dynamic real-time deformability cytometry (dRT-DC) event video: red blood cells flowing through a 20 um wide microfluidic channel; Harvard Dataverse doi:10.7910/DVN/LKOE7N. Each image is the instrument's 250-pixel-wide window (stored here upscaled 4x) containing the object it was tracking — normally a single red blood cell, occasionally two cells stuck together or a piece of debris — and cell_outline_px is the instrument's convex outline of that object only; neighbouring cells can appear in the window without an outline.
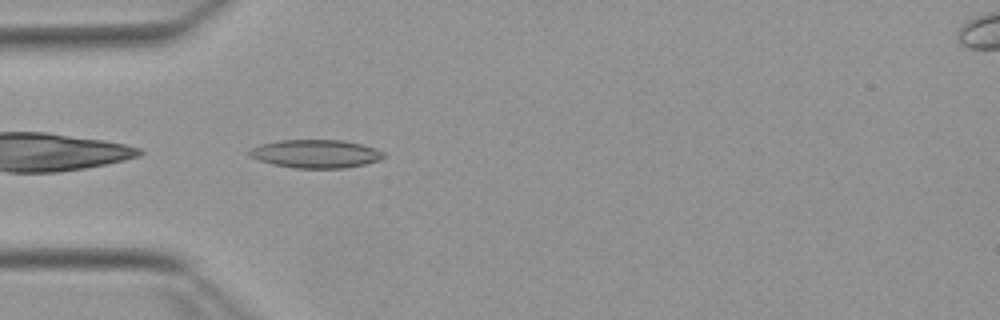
{"species": "Egyptian fruit bat (a non-hibernating species)", "species_latin": "Rousettus aegyptiacus", "temperature_condition": "warm", "stored_images_in_passage": 38, "camera_frame_rate_fps": 3000, "um_per_image_px": 0.085, "animal": {"sex": "female"}, "frame": {"image": 1, "passage_image": 1, "time_ms": 0.0, "image_size_px": [1000, 320], "cell_outline_px": [[384, 156], [380, 160], [364, 164], [344, 168], [296, 168], [272, 164], [248, 156], [248, 152], [252, 148], [260, 144], [280, 140], [344, 140], [376, 148], [384, 152]], "centroid_in_image_um": [26.84, 13.07], "position_along_channel_um": 58.2, "area_um2": 22.08}}
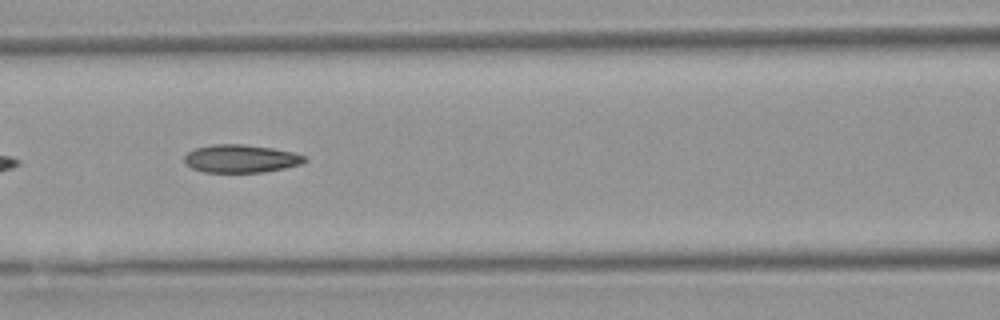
{"frame": {"image": 2, "passage_image": 8, "time_ms": 2.333, "image_size_px": [1000, 320], "cell_outline_px": [[308, 160], [300, 164], [284, 168], [264, 172], [204, 172], [192, 168], [184, 164], [184, 156], [188, 152], [196, 148], [212, 144], [244, 144], [272, 148], [292, 152], [308, 156]], "centroid_in_image_um": [20.47, 13.48], "position_along_channel_um": 146.1, "area_um2": 19.71}}
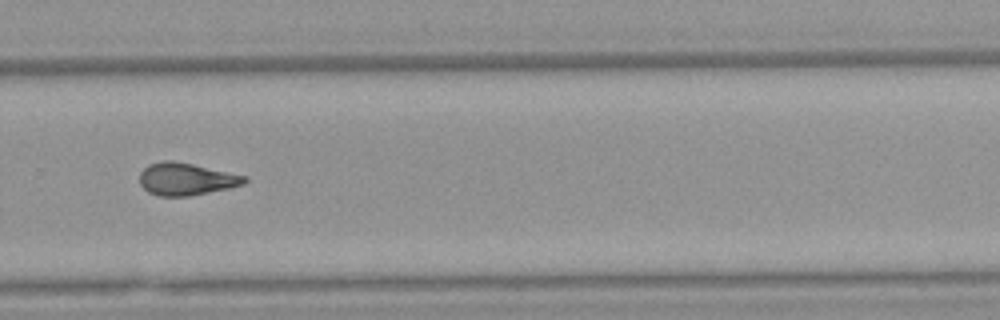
{"frame": {"image": 3, "passage_image": 21, "time_ms": 6.667, "image_size_px": [1000, 320], "cell_outline_px": [[248, 180], [244, 184], [228, 188], [188, 196], [160, 196], [148, 192], [140, 184], [140, 172], [148, 164], [164, 160], [172, 160], [192, 164], [248, 176]], "centroid_in_image_um": [15.82, 15.21], "position_along_channel_um": 314.0, "area_um2": 19.71}, "authors_computed_cell_mechanics": {"area_um2": 19.5075, "velocity_mm_per_s": 3.886, "shape_relaxation_time_tau1_ms": 7.2862, "shape_relaxation_time_tau2_ms": 3.3058, "deformation_change_tau1": 0.2187, "deformation_change_tau2": 0.1256}}